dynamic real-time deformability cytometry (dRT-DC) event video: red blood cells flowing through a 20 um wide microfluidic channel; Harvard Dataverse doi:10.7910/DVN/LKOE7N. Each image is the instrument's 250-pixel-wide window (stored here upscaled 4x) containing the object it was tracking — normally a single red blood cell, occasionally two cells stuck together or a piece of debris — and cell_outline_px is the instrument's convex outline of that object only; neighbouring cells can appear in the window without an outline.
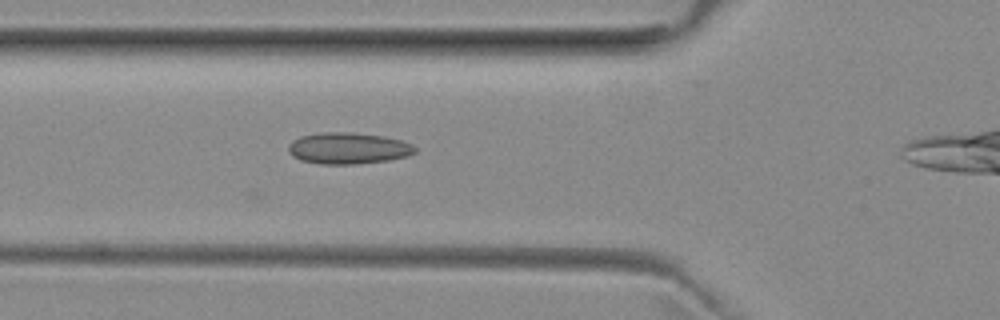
{"species": "common noctule bat (a hibernating species)", "species_latin": "Nyctalus noctula", "temperature_condition": "room temperature", "stored_images_in_passage": 28, "camera_frame_rate_fps": 3000, "um_per_image_px": 0.085, "animal": {"sex": "female", "body_mass_g": 29.2, "forearm_length_mm": 56.3}, "frame": {"image": 1, "passage_image": 4, "time_ms": 1.0, "image_size_px": [1000, 320], "cell_outline_px": [[416, 152], [408, 156], [388, 160], [356, 164], [320, 164], [300, 160], [292, 156], [288, 152], [288, 144], [292, 140], [300, 136], [320, 132], [352, 132], [384, 136], [400, 140], [412, 144], [416, 148]], "centroid_in_image_um": [29.57, 12.6], "position_along_channel_um": 96.2, "area_um2": 23.41}}
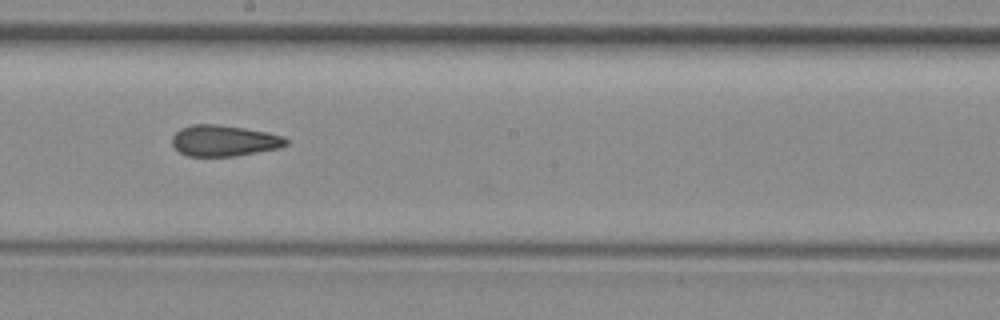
{"frame": {"image": 2, "passage_image": 14, "time_ms": 4.333, "image_size_px": [1000, 320], "cell_outline_px": [[288, 144], [280, 148], [232, 156], [188, 156], [180, 152], [172, 144], [172, 136], [180, 128], [192, 124], [216, 124], [244, 128], [268, 132], [284, 136], [288, 140]], "centroid_in_image_um": [19.05, 11.95], "position_along_channel_um": 229.1, "area_um2": 20.63}}
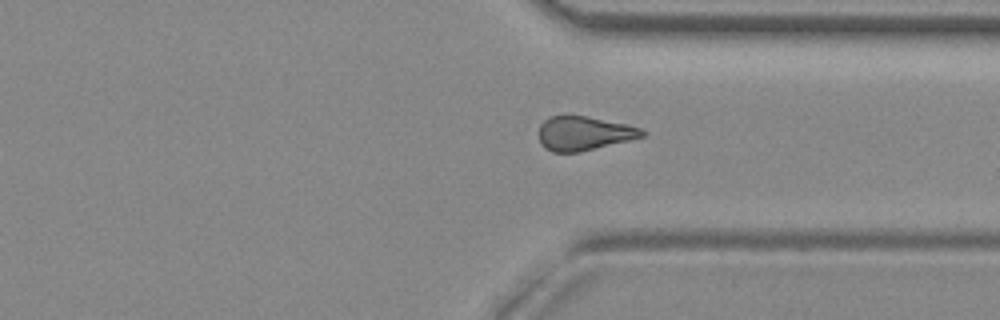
{"frame": {"image": 3, "passage_image": 24, "time_ms": 7.667, "image_size_px": [1000, 320], "cell_outline_px": [[648, 132], [644, 136], [580, 152], [552, 152], [544, 148], [540, 144], [540, 124], [548, 116], [588, 116], [624, 124], [640, 128]], "centroid_in_image_um": [49.61, 11.34], "position_along_channel_um": 361.8, "area_um2": 20.35}}